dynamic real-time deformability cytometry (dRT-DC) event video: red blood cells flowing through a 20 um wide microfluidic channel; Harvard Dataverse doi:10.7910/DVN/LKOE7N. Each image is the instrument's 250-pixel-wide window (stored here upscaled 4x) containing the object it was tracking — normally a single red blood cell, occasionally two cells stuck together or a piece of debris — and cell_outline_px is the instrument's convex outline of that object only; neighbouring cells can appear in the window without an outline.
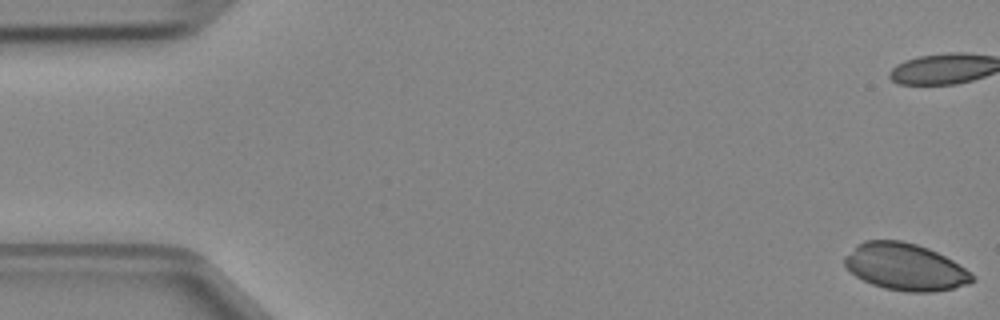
{"species": "Egyptian fruit bat (a non-hibernating species)", "species_latin": "Rousettus aegyptiacus", "temperature_condition": "cold", "stored_images_in_passage": 4, "camera_frame_rate_fps": 3000, "um_per_image_px": 0.085, "animal": {"sex": "female"}, "frame": {"image": 1, "passage_image": 1, "time_ms": 0.0, "image_size_px": [1000, 320], "cell_outline_px": [[976, 280], [968, 284], [952, 288], [932, 292], [908, 292], [884, 288], [872, 284], [856, 276], [844, 264], [844, 256], [856, 244], [864, 240], [900, 240], [916, 244], [928, 248], [952, 260], [976, 276]], "centroid_in_image_um": [76.93, 22.68], "position_along_channel_um": 8.1, "area_um2": 34.85}}